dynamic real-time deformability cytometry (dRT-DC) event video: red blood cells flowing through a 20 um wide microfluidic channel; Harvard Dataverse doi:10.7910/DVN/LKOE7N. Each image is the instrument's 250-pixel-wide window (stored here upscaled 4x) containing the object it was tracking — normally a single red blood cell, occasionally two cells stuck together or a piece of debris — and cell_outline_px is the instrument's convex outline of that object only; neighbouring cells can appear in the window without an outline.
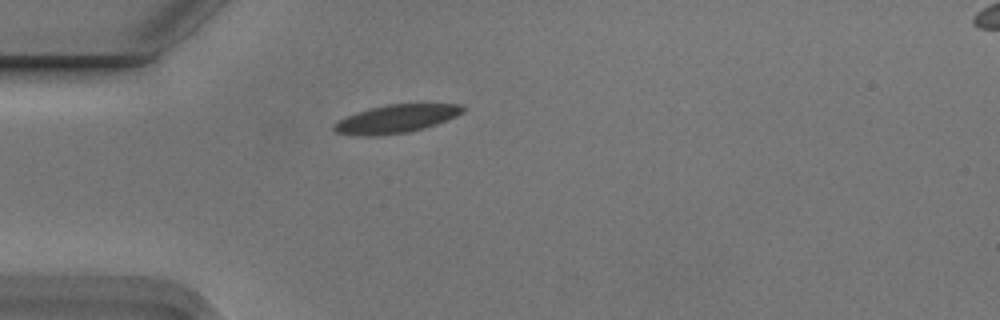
{"species": "Egyptian fruit bat (a non-hibernating species)", "species_latin": "Rousettus aegyptiacus", "temperature_condition": "cold", "stored_images_in_passage": 2, "camera_frame_rate_fps": 3000, "um_per_image_px": 0.085, "animal": {"sex": "male"}, "frame": {"image": 1, "passage_image": 1, "time_ms": 0.0, "image_size_px": [1000, 320], "cell_outline_px": [[464, 108], [456, 116], [436, 124], [424, 128], [408, 132], [364, 136], [336, 132], [332, 128], [332, 124], [356, 112], [368, 108], [388, 104], [460, 104]], "centroid_in_image_um": [33.63, 10.09], "position_along_channel_um": 51.4, "area_um2": 20.75}}